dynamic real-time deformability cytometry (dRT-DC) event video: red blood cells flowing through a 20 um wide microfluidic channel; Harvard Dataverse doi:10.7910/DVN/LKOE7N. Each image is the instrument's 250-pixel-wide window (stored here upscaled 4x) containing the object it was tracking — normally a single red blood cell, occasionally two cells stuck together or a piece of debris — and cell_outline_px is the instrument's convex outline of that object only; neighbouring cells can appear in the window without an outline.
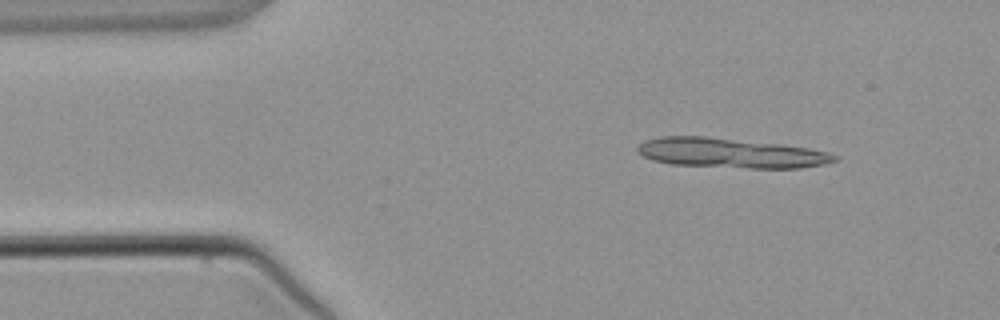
{"species": "common noctule bat (a hibernating species)", "species_latin": "Nyctalus noctula", "temperature_condition": "warm", "stored_images_in_passage": 3, "segment_of_instrument_passage": [1, 2], "camera_frame_rate_fps": 3000, "um_per_image_px": 0.085, "animal": {"sex": "male", "body_mass_g": 21.5, "forearm_length_mm": 52.0}, "frame": {"image": 1, "passage_image": 1, "time_ms": 0.0, "image_size_px": [1000, 320], "cell_outline_px": [[840, 156], [836, 160], [824, 164], [800, 168], [748, 168], [672, 164], [652, 160], [636, 152], [636, 148], [644, 140], [660, 136], [704, 136], [776, 144], [808, 148], [828, 152]], "centroid_in_image_um": [62.07, 13.01], "position_along_channel_um": 22.9, "area_um2": 33.99}}